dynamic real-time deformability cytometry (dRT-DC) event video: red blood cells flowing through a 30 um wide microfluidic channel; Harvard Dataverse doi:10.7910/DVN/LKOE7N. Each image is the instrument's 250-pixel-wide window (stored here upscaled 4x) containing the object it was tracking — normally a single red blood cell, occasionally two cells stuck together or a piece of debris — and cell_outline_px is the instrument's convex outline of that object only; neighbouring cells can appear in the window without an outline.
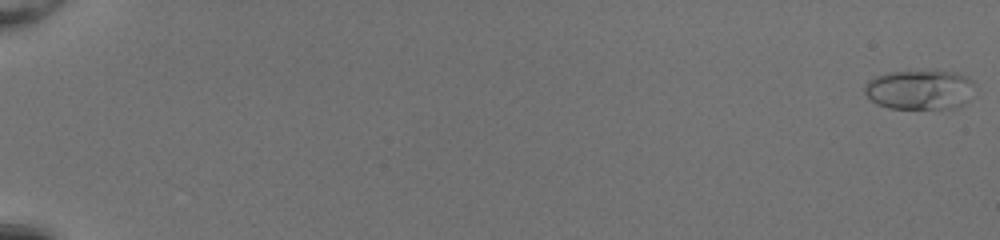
{"species": "common noctule bat (a hibernating species)", "species_latin": "Nyctalus noctula", "temperature_condition": "room temperature", "stored_images_in_passage": 51, "camera_frame_rate_fps": 3000, "um_per_image_px": 0.085, "animal": {"sex": "female", "body_mass_g": 20.0, "forearm_length_mm": 54.0}, "frame": {"image": 1, "passage_image": 1, "time_ms": 0.0, "image_size_px": [1000, 240], "cell_outline_px": [[972, 84], [968, 100], [960, 108], [888, 108], [876, 104], [864, 92], [864, 84], [868, 80], [884, 72], [956, 72], [968, 76], [972, 80]], "centroid_in_image_um": [78.14, 7.63], "position_along_channel_um": 6.9, "area_um2": 25.26}}
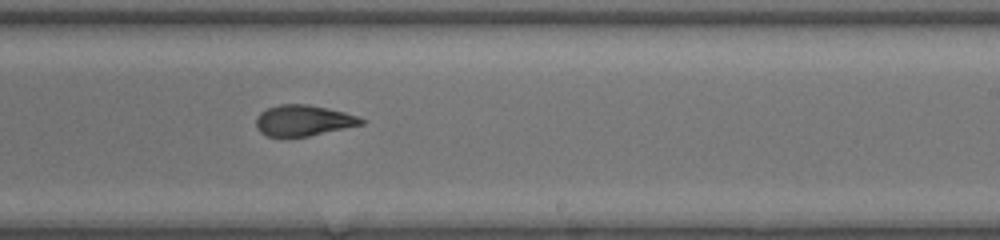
{"frame": {"image": 2, "passage_image": 35, "time_ms": 11.333, "image_size_px": [1000, 240], "cell_outline_px": [[368, 120], [364, 124], [308, 136], [268, 136], [260, 132], [256, 128], [256, 116], [260, 112], [268, 108], [280, 104], [308, 104], [344, 112]], "centroid_in_image_um": [25.78, 10.23], "position_along_channel_um": 263.2, "area_um2": 18.84}}
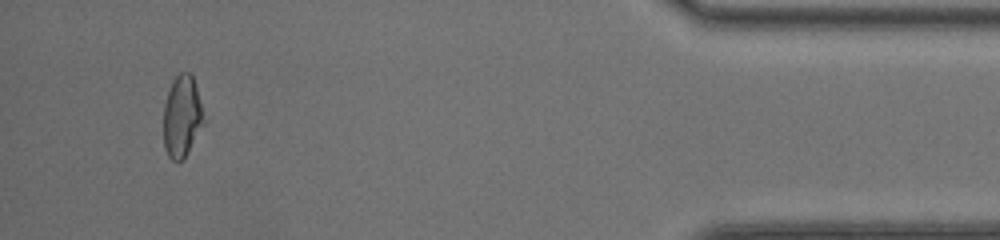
{"frame": {"image": 3, "passage_image": 50, "time_ms": 16.333, "image_size_px": [1000, 240], "cell_outline_px": [[204, 124], [184, 160], [172, 160], [168, 156], [164, 148], [164, 104], [172, 80], [180, 72], [192, 72], [204, 120]], "centroid_in_image_um": [15.46, 9.91], "position_along_channel_um": 419.7, "area_um2": 19.07}}